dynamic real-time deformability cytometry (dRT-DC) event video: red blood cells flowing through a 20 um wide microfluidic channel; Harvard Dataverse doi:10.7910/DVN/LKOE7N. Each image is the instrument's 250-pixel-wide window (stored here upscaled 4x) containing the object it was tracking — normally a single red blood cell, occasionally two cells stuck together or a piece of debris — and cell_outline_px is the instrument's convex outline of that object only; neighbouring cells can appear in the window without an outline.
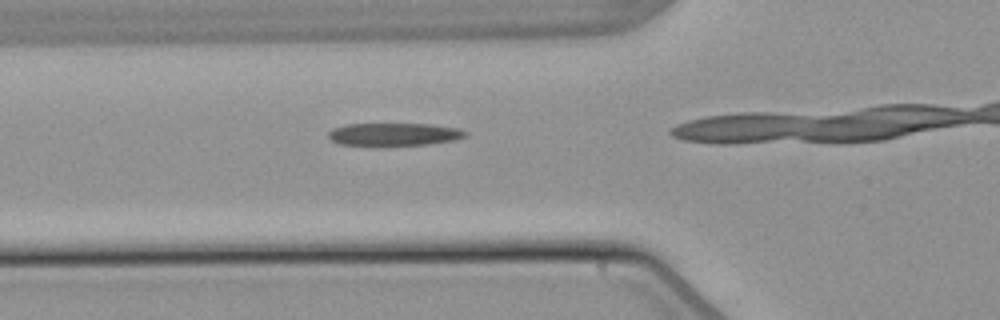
{"species": "common noctule bat (a hibernating species)", "species_latin": "Nyctalus noctula", "temperature_condition": "warm", "stored_images_in_passage": 15, "camera_frame_rate_fps": 3000, "um_per_image_px": 0.085, "animal": {"sex": "male", "body_mass_g": 21.5, "forearm_length_mm": 52.0}, "frame": {"image": 1, "passage_image": 11, "time_ms": 3.333, "image_size_px": [1000, 320], "cell_outline_px": [[468, 136], [452, 140], [428, 144], [388, 148], [372, 148], [336, 144], [328, 136], [328, 132], [332, 128], [348, 124], [432, 124], [456, 128], [468, 132]], "centroid_in_image_um": [33.41, 11.47], "position_along_channel_um": 92.4, "area_um2": 19.25}}